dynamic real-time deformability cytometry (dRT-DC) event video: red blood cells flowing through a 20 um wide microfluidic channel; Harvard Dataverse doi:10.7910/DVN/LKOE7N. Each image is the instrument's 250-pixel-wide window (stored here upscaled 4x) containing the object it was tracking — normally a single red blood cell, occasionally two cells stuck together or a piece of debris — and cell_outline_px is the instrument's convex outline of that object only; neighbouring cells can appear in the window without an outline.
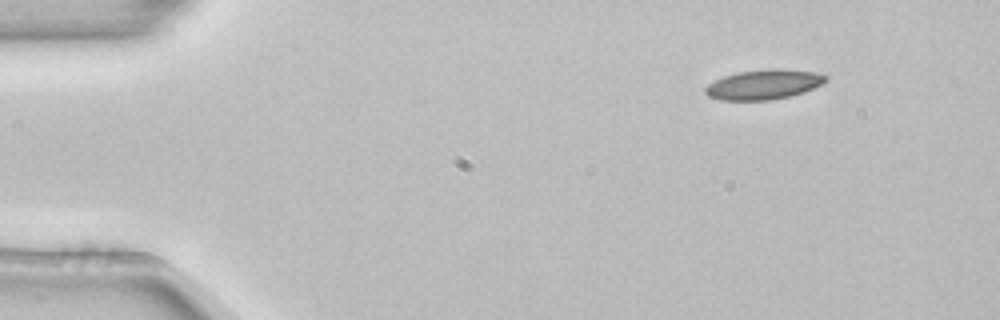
{"species": "common noctule bat (a hibernating species)", "species_latin": "Nyctalus noctula", "temperature_condition": "room temperature", "stored_images_in_passage": 3, "camera_frame_rate_fps": 3000, "um_per_image_px": 0.085, "animal": {"sex": "female", "body_mass_g": 22.7, "forearm_length_mm": 54.2}, "frame": {"image": 1, "passage_image": 1, "time_ms": 0.0, "image_size_px": [1000, 320], "cell_outline_px": [[828, 80], [804, 92], [772, 100], [720, 100], [708, 96], [704, 92], [704, 88], [708, 84], [724, 76], [736, 72], [768, 68], [780, 68], [812, 72], [828, 76]], "centroid_in_image_um": [64.88, 7.17], "position_along_channel_um": 20.1, "area_um2": 20.92}}
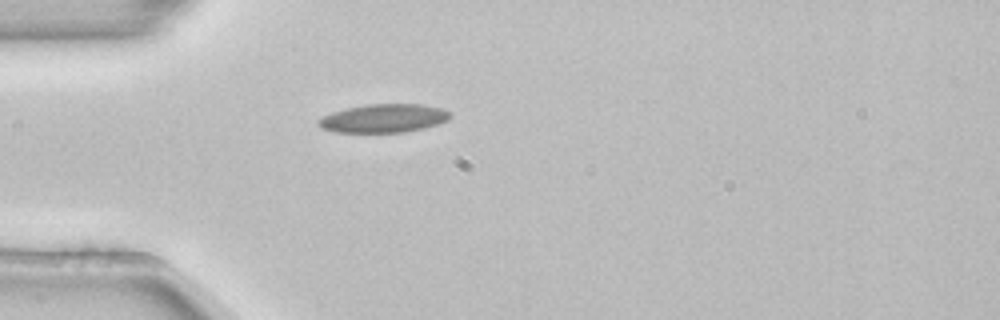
{"frame": {"image": 2, "passage_image": 3, "time_ms": 0.667, "image_size_px": [1000, 320], "cell_outline_px": [[452, 116], [448, 120], [440, 124], [424, 128], [404, 132], [336, 132], [320, 128], [316, 124], [316, 120], [332, 112], [348, 108], [368, 104], [420, 104], [440, 108], [452, 112]], "centroid_in_image_um": [32.63, 10.06], "position_along_channel_um": 52.4, "area_um2": 21.96}}